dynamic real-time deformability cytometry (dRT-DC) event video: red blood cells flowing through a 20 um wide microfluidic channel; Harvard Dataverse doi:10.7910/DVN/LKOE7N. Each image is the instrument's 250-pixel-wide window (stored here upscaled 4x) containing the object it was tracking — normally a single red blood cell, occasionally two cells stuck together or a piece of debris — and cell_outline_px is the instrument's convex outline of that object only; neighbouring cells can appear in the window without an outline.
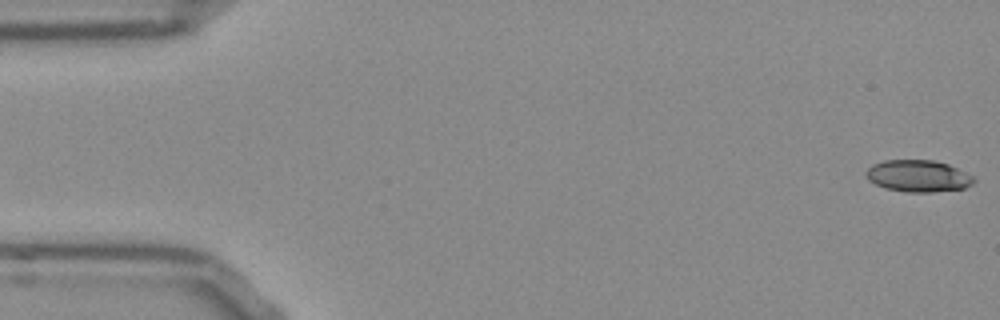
{"species": "Egyptian fruit bat (a non-hibernating species)", "species_latin": "Rousettus aegyptiacus", "temperature_condition": "room temperature", "stored_images_in_passage": 14, "camera_frame_rate_fps": 3000, "um_per_image_px": 0.085, "frame": {"image": 1, "passage_image": 1, "time_ms": 0.0, "image_size_px": [1000, 320], "cell_outline_px": [[976, 180], [972, 184], [964, 188], [932, 192], [908, 192], [884, 188], [868, 180], [864, 176], [864, 172], [872, 164], [884, 160], [932, 160], [948, 164], [972, 176]], "centroid_in_image_um": [77.99, 14.96], "position_along_channel_um": 7.0, "area_um2": 20.0}}
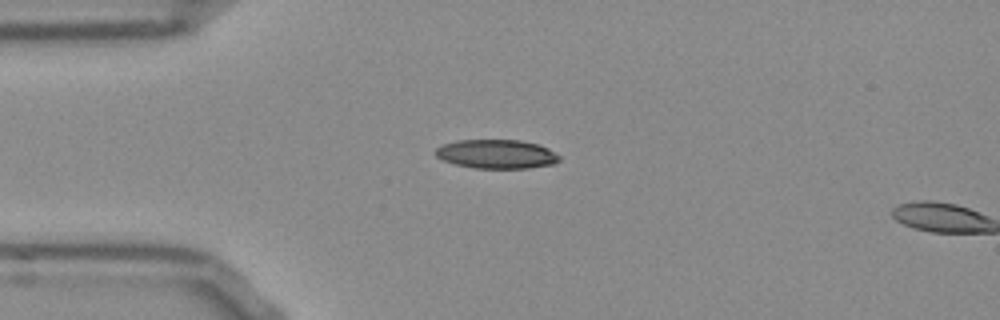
{"frame": {"image": 2, "passage_image": 13, "time_ms": 4.0, "image_size_px": [1000, 320], "cell_outline_px": [[560, 160], [552, 164], [528, 168], [472, 168], [456, 164], [444, 160], [436, 156], [436, 148], [444, 144], [456, 140], [520, 140], [540, 144], [548, 148], [560, 156]], "centroid_in_image_um": [42.23, 13.09], "position_along_channel_um": 42.8, "area_um2": 20.87}}